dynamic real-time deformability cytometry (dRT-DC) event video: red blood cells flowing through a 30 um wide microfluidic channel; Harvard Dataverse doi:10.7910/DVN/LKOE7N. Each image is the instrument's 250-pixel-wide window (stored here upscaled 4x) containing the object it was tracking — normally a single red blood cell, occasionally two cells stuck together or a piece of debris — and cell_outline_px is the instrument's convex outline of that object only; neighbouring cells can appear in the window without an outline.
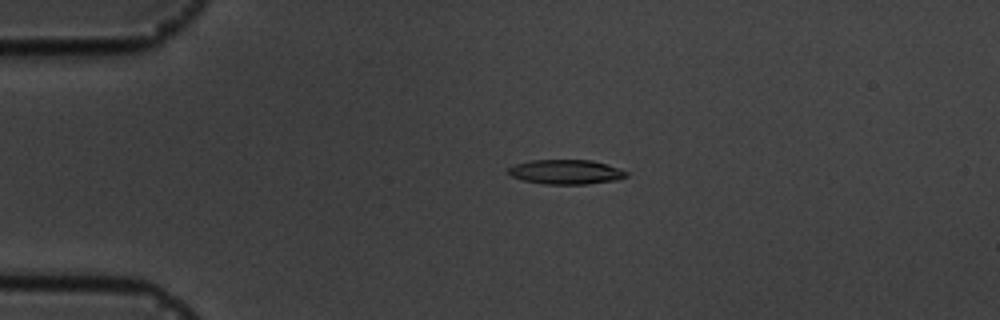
{"species": "common noctule bat (a hibernating species)", "species_latin": "Nyctalus noctula", "temperature_condition": "cold", "stored_images_in_passage": 5, "camera_frame_rate_fps": 3000, "um_per_image_px": 0.085, "animal": {"sex": "male", "body_mass_g": 19.5, "forearm_length_mm": 54.6}, "frame": {"image": 1, "passage_image": 4, "time_ms": 3.333, "image_size_px": [1000, 320], "cell_outline_px": [[628, 176], [616, 180], [588, 184], [544, 184], [524, 180], [512, 176], [508, 172], [508, 168], [512, 164], [532, 160], [592, 160], [608, 164], [620, 168], [628, 172]], "centroid_in_image_um": [48.13, 14.61], "position_along_channel_um": 36.9, "area_um2": 16.99}}